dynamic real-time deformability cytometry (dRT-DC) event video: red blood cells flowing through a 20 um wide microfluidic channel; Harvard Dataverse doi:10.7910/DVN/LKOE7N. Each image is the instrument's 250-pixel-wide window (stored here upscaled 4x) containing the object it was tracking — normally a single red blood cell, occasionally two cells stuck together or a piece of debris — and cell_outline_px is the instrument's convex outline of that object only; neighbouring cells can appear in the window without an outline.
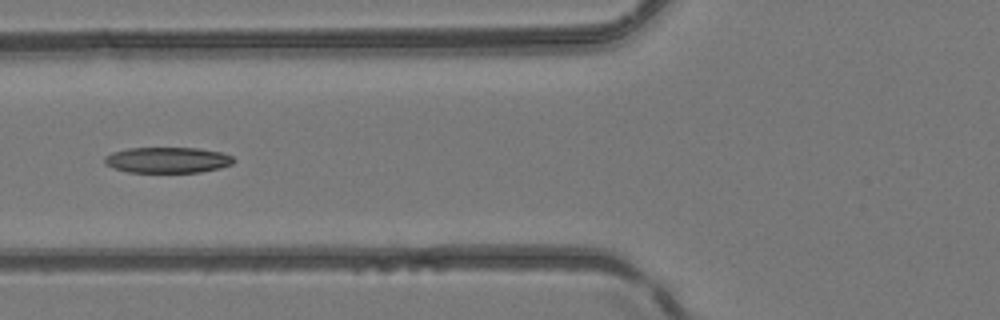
{"species": "common noctule bat (a hibernating species)", "species_latin": "Nyctalus noctula", "temperature_condition": "room temperature", "stored_images_in_passage": 5, "camera_frame_rate_fps": 3000, "um_per_image_px": 0.085, "animal": {"sex": "female", "body_mass_g": 24.6, "forearm_length_mm": 56.2}, "frame": {"image": 1, "passage_image": 5, "time_ms": 4.333, "image_size_px": [1000, 320], "cell_outline_px": [[236, 160], [232, 164], [220, 168], [200, 172], [128, 172], [112, 168], [104, 164], [104, 156], [112, 152], [128, 148], [200, 148], [220, 152], [232, 156]], "centroid_in_image_um": [14.22, 13.6], "position_along_channel_um": 111.6, "area_um2": 19.54}}